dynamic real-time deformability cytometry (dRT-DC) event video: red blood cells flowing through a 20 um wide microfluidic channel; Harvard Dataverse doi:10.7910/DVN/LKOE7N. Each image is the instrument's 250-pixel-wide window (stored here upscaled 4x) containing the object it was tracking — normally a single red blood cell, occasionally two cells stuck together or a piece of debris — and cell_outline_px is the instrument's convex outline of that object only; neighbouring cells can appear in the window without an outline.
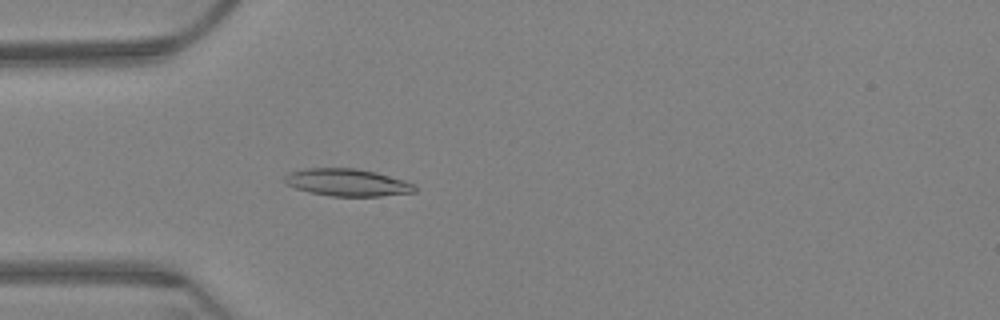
{"species": "Egyptian fruit bat (a non-hibernating species)", "species_latin": "Rousettus aegyptiacus", "temperature_condition": "warm", "stored_images_in_passage": 65, "camera_frame_rate_fps": 3000, "um_per_image_px": 0.085, "animal": {"sex": "female"}, "frame": {"image": 1, "passage_image": 20, "time_ms": 6.333, "image_size_px": [1000, 320], "cell_outline_px": [[416, 192], [380, 196], [332, 196], [308, 192], [296, 188], [288, 184], [284, 180], [284, 176], [288, 172], [304, 168], [356, 168], [376, 172], [404, 180], [416, 184]], "centroid_in_image_um": [29.53, 15.5], "position_along_channel_um": 55.5, "area_um2": 20.81}}
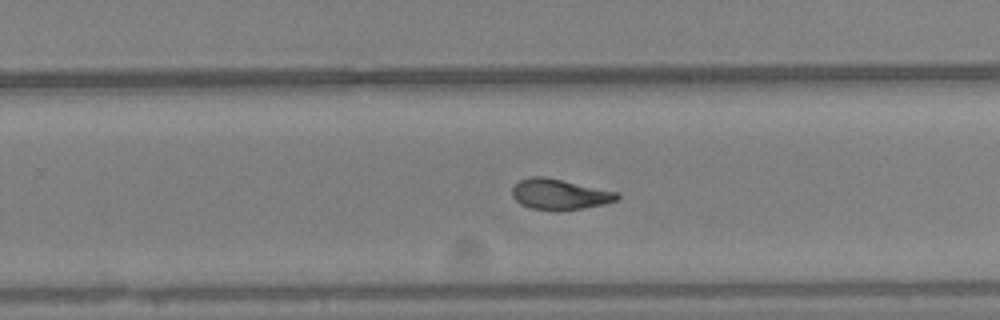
{"frame": {"image": 2, "passage_image": 42, "time_ms": 13.667, "image_size_px": [1000, 320], "cell_outline_px": [[620, 196], [616, 200], [604, 204], [584, 208], [560, 212], [556, 212], [528, 208], [520, 204], [512, 196], [512, 188], [520, 180], [532, 176], [544, 176], [616, 192]], "centroid_in_image_um": [47.52, 16.54], "position_along_channel_um": 282.3, "area_um2": 18.84}}
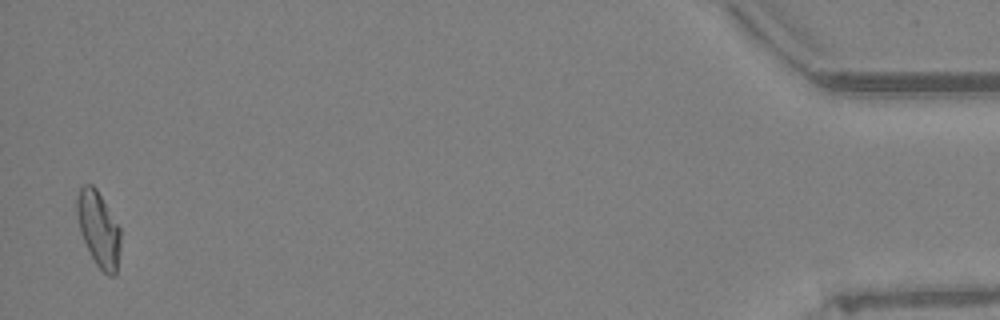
{"frame": {"image": 3, "passage_image": 64, "time_ms": 21.0, "image_size_px": [1000, 320], "cell_outline_px": [[120, 248], [116, 276], [108, 276], [96, 264], [80, 232], [76, 212], [76, 196], [80, 188], [84, 184], [92, 184], [96, 188], [120, 228]], "centroid_in_image_um": [8.37, 19.46], "position_along_channel_um": 426.8, "area_um2": 19.02}, "authors_computed_cell_mechanics": {"area_um2": 19.074, "velocity_mm_per_s": 3.1851, "shape_relaxation_time_tau1_ms": 9.0676, "shape_relaxation_time_tau2_ms": 2.5244, "deformation_change_tau1": 0.2085, "deformation_change_tau2": 0.0835}}